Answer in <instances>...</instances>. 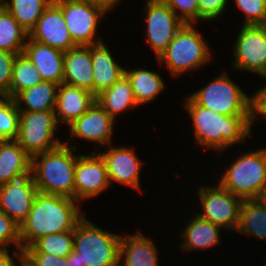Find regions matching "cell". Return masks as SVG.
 I'll return each instance as SVG.
<instances>
[{
	"mask_svg": "<svg viewBox=\"0 0 266 266\" xmlns=\"http://www.w3.org/2000/svg\"><path fill=\"white\" fill-rule=\"evenodd\" d=\"M69 266H82V261L79 258V253L74 249L67 257Z\"/></svg>",
	"mask_w": 266,
	"mask_h": 266,
	"instance_id": "7bdbcfd3",
	"label": "cell"
},
{
	"mask_svg": "<svg viewBox=\"0 0 266 266\" xmlns=\"http://www.w3.org/2000/svg\"><path fill=\"white\" fill-rule=\"evenodd\" d=\"M197 105L222 115H254L255 95L247 96L223 73L189 96Z\"/></svg>",
	"mask_w": 266,
	"mask_h": 266,
	"instance_id": "8992f818",
	"label": "cell"
},
{
	"mask_svg": "<svg viewBox=\"0 0 266 266\" xmlns=\"http://www.w3.org/2000/svg\"><path fill=\"white\" fill-rule=\"evenodd\" d=\"M27 40L23 53L36 66L43 81L58 85L63 83L64 52L29 38Z\"/></svg>",
	"mask_w": 266,
	"mask_h": 266,
	"instance_id": "ffe728a7",
	"label": "cell"
},
{
	"mask_svg": "<svg viewBox=\"0 0 266 266\" xmlns=\"http://www.w3.org/2000/svg\"><path fill=\"white\" fill-rule=\"evenodd\" d=\"M257 200L264 206H266V185L261 190Z\"/></svg>",
	"mask_w": 266,
	"mask_h": 266,
	"instance_id": "ee69618b",
	"label": "cell"
},
{
	"mask_svg": "<svg viewBox=\"0 0 266 266\" xmlns=\"http://www.w3.org/2000/svg\"><path fill=\"white\" fill-rule=\"evenodd\" d=\"M185 107L189 112L196 142L218 152L250 136L256 115H222L197 105L189 96Z\"/></svg>",
	"mask_w": 266,
	"mask_h": 266,
	"instance_id": "7a4b0ae2",
	"label": "cell"
},
{
	"mask_svg": "<svg viewBox=\"0 0 266 266\" xmlns=\"http://www.w3.org/2000/svg\"><path fill=\"white\" fill-rule=\"evenodd\" d=\"M147 1V42L158 59L184 23L163 0Z\"/></svg>",
	"mask_w": 266,
	"mask_h": 266,
	"instance_id": "4fadbf2b",
	"label": "cell"
},
{
	"mask_svg": "<svg viewBox=\"0 0 266 266\" xmlns=\"http://www.w3.org/2000/svg\"><path fill=\"white\" fill-rule=\"evenodd\" d=\"M58 86L54 82L43 81L23 90L14 98L18 110L20 112L55 110ZM21 102L25 103L26 109L21 108Z\"/></svg>",
	"mask_w": 266,
	"mask_h": 266,
	"instance_id": "cb8c5ba5",
	"label": "cell"
},
{
	"mask_svg": "<svg viewBox=\"0 0 266 266\" xmlns=\"http://www.w3.org/2000/svg\"><path fill=\"white\" fill-rule=\"evenodd\" d=\"M43 82L41 73L24 53L16 55L9 92L5 95L14 99L20 92Z\"/></svg>",
	"mask_w": 266,
	"mask_h": 266,
	"instance_id": "f1b7e54d",
	"label": "cell"
},
{
	"mask_svg": "<svg viewBox=\"0 0 266 266\" xmlns=\"http://www.w3.org/2000/svg\"><path fill=\"white\" fill-rule=\"evenodd\" d=\"M100 154L106 162L110 183L113 180L140 190L139 172L142 162L132 149L111 147L110 150Z\"/></svg>",
	"mask_w": 266,
	"mask_h": 266,
	"instance_id": "e0dca14e",
	"label": "cell"
},
{
	"mask_svg": "<svg viewBox=\"0 0 266 266\" xmlns=\"http://www.w3.org/2000/svg\"><path fill=\"white\" fill-rule=\"evenodd\" d=\"M53 0H10L5 9L29 33Z\"/></svg>",
	"mask_w": 266,
	"mask_h": 266,
	"instance_id": "1f68e13d",
	"label": "cell"
},
{
	"mask_svg": "<svg viewBox=\"0 0 266 266\" xmlns=\"http://www.w3.org/2000/svg\"><path fill=\"white\" fill-rule=\"evenodd\" d=\"M193 26L184 24L157 59L159 64L165 62L175 76L197 69L210 59L208 45Z\"/></svg>",
	"mask_w": 266,
	"mask_h": 266,
	"instance_id": "52a82bcc",
	"label": "cell"
},
{
	"mask_svg": "<svg viewBox=\"0 0 266 266\" xmlns=\"http://www.w3.org/2000/svg\"><path fill=\"white\" fill-rule=\"evenodd\" d=\"M73 250L74 231H66L38 238L23 253H48L66 258Z\"/></svg>",
	"mask_w": 266,
	"mask_h": 266,
	"instance_id": "4dcf8cb0",
	"label": "cell"
},
{
	"mask_svg": "<svg viewBox=\"0 0 266 266\" xmlns=\"http://www.w3.org/2000/svg\"><path fill=\"white\" fill-rule=\"evenodd\" d=\"M24 266H69L66 258L48 253H23Z\"/></svg>",
	"mask_w": 266,
	"mask_h": 266,
	"instance_id": "74e56055",
	"label": "cell"
},
{
	"mask_svg": "<svg viewBox=\"0 0 266 266\" xmlns=\"http://www.w3.org/2000/svg\"><path fill=\"white\" fill-rule=\"evenodd\" d=\"M28 32L4 8L0 9V50L23 53Z\"/></svg>",
	"mask_w": 266,
	"mask_h": 266,
	"instance_id": "f546056e",
	"label": "cell"
},
{
	"mask_svg": "<svg viewBox=\"0 0 266 266\" xmlns=\"http://www.w3.org/2000/svg\"><path fill=\"white\" fill-rule=\"evenodd\" d=\"M128 77L137 105L153 101L164 89V82L159 74L146 69L124 71Z\"/></svg>",
	"mask_w": 266,
	"mask_h": 266,
	"instance_id": "4316f807",
	"label": "cell"
},
{
	"mask_svg": "<svg viewBox=\"0 0 266 266\" xmlns=\"http://www.w3.org/2000/svg\"><path fill=\"white\" fill-rule=\"evenodd\" d=\"M156 253L153 241L140 232L135 235L121 236L119 262L125 255L123 266H158Z\"/></svg>",
	"mask_w": 266,
	"mask_h": 266,
	"instance_id": "7402d4cb",
	"label": "cell"
},
{
	"mask_svg": "<svg viewBox=\"0 0 266 266\" xmlns=\"http://www.w3.org/2000/svg\"><path fill=\"white\" fill-rule=\"evenodd\" d=\"M90 3H94L102 6L107 11L112 9V7L119 2V0H86Z\"/></svg>",
	"mask_w": 266,
	"mask_h": 266,
	"instance_id": "b9f144b4",
	"label": "cell"
},
{
	"mask_svg": "<svg viewBox=\"0 0 266 266\" xmlns=\"http://www.w3.org/2000/svg\"><path fill=\"white\" fill-rule=\"evenodd\" d=\"M0 99V142L16 140L19 131L20 111L14 99L1 96ZM4 99V100H3Z\"/></svg>",
	"mask_w": 266,
	"mask_h": 266,
	"instance_id": "d6a6232c",
	"label": "cell"
},
{
	"mask_svg": "<svg viewBox=\"0 0 266 266\" xmlns=\"http://www.w3.org/2000/svg\"><path fill=\"white\" fill-rule=\"evenodd\" d=\"M121 236L109 233L85 217L74 230V249L82 266H118Z\"/></svg>",
	"mask_w": 266,
	"mask_h": 266,
	"instance_id": "277c9868",
	"label": "cell"
},
{
	"mask_svg": "<svg viewBox=\"0 0 266 266\" xmlns=\"http://www.w3.org/2000/svg\"><path fill=\"white\" fill-rule=\"evenodd\" d=\"M75 149V146L71 148L65 142L31 158L32 177L38 192L75 199L74 174L79 157L73 156Z\"/></svg>",
	"mask_w": 266,
	"mask_h": 266,
	"instance_id": "3957f363",
	"label": "cell"
},
{
	"mask_svg": "<svg viewBox=\"0 0 266 266\" xmlns=\"http://www.w3.org/2000/svg\"><path fill=\"white\" fill-rule=\"evenodd\" d=\"M7 1L6 0H0V9H4L6 7Z\"/></svg>",
	"mask_w": 266,
	"mask_h": 266,
	"instance_id": "f6af8a7d",
	"label": "cell"
},
{
	"mask_svg": "<svg viewBox=\"0 0 266 266\" xmlns=\"http://www.w3.org/2000/svg\"><path fill=\"white\" fill-rule=\"evenodd\" d=\"M57 125L54 110L20 112L16 141L31 158L53 150L62 144L53 137Z\"/></svg>",
	"mask_w": 266,
	"mask_h": 266,
	"instance_id": "ba28073f",
	"label": "cell"
},
{
	"mask_svg": "<svg viewBox=\"0 0 266 266\" xmlns=\"http://www.w3.org/2000/svg\"><path fill=\"white\" fill-rule=\"evenodd\" d=\"M95 102L96 96L93 93L76 86L61 83L58 86L54 110L57 123L64 121L68 125L72 124L85 114Z\"/></svg>",
	"mask_w": 266,
	"mask_h": 266,
	"instance_id": "d6986e66",
	"label": "cell"
},
{
	"mask_svg": "<svg viewBox=\"0 0 266 266\" xmlns=\"http://www.w3.org/2000/svg\"><path fill=\"white\" fill-rule=\"evenodd\" d=\"M96 102L113 118L131 107L138 106L128 77L123 74L110 88L96 96Z\"/></svg>",
	"mask_w": 266,
	"mask_h": 266,
	"instance_id": "603a6c76",
	"label": "cell"
},
{
	"mask_svg": "<svg viewBox=\"0 0 266 266\" xmlns=\"http://www.w3.org/2000/svg\"><path fill=\"white\" fill-rule=\"evenodd\" d=\"M175 15L181 19L184 24H192L199 21V7L197 0H163ZM177 10H180L179 15Z\"/></svg>",
	"mask_w": 266,
	"mask_h": 266,
	"instance_id": "d590c367",
	"label": "cell"
},
{
	"mask_svg": "<svg viewBox=\"0 0 266 266\" xmlns=\"http://www.w3.org/2000/svg\"><path fill=\"white\" fill-rule=\"evenodd\" d=\"M74 181L77 202L102 193L110 185L106 162L100 153L77 158Z\"/></svg>",
	"mask_w": 266,
	"mask_h": 266,
	"instance_id": "5bb4252c",
	"label": "cell"
},
{
	"mask_svg": "<svg viewBox=\"0 0 266 266\" xmlns=\"http://www.w3.org/2000/svg\"><path fill=\"white\" fill-rule=\"evenodd\" d=\"M63 83L93 93L92 45L64 52Z\"/></svg>",
	"mask_w": 266,
	"mask_h": 266,
	"instance_id": "ac0fdd59",
	"label": "cell"
},
{
	"mask_svg": "<svg viewBox=\"0 0 266 266\" xmlns=\"http://www.w3.org/2000/svg\"><path fill=\"white\" fill-rule=\"evenodd\" d=\"M93 94L110 88L124 74L104 42L92 45Z\"/></svg>",
	"mask_w": 266,
	"mask_h": 266,
	"instance_id": "44dd1931",
	"label": "cell"
},
{
	"mask_svg": "<svg viewBox=\"0 0 266 266\" xmlns=\"http://www.w3.org/2000/svg\"><path fill=\"white\" fill-rule=\"evenodd\" d=\"M28 38L63 52L77 46L67 29L62 9L54 1L44 10Z\"/></svg>",
	"mask_w": 266,
	"mask_h": 266,
	"instance_id": "9a60e30c",
	"label": "cell"
},
{
	"mask_svg": "<svg viewBox=\"0 0 266 266\" xmlns=\"http://www.w3.org/2000/svg\"><path fill=\"white\" fill-rule=\"evenodd\" d=\"M31 167V157L16 140L0 142V186Z\"/></svg>",
	"mask_w": 266,
	"mask_h": 266,
	"instance_id": "d4e9b609",
	"label": "cell"
},
{
	"mask_svg": "<svg viewBox=\"0 0 266 266\" xmlns=\"http://www.w3.org/2000/svg\"><path fill=\"white\" fill-rule=\"evenodd\" d=\"M234 68L266 78V25H242L234 46Z\"/></svg>",
	"mask_w": 266,
	"mask_h": 266,
	"instance_id": "8fae6325",
	"label": "cell"
},
{
	"mask_svg": "<svg viewBox=\"0 0 266 266\" xmlns=\"http://www.w3.org/2000/svg\"><path fill=\"white\" fill-rule=\"evenodd\" d=\"M203 213L198 217L220 227L236 230L243 199L233 195L219 184L217 187H200L198 190Z\"/></svg>",
	"mask_w": 266,
	"mask_h": 266,
	"instance_id": "30bf717a",
	"label": "cell"
},
{
	"mask_svg": "<svg viewBox=\"0 0 266 266\" xmlns=\"http://www.w3.org/2000/svg\"><path fill=\"white\" fill-rule=\"evenodd\" d=\"M235 231L266 239V206L257 199L244 200L240 208L239 222Z\"/></svg>",
	"mask_w": 266,
	"mask_h": 266,
	"instance_id": "83f0119b",
	"label": "cell"
},
{
	"mask_svg": "<svg viewBox=\"0 0 266 266\" xmlns=\"http://www.w3.org/2000/svg\"><path fill=\"white\" fill-rule=\"evenodd\" d=\"M255 113L262 114L266 118V86L255 94Z\"/></svg>",
	"mask_w": 266,
	"mask_h": 266,
	"instance_id": "ab89813d",
	"label": "cell"
},
{
	"mask_svg": "<svg viewBox=\"0 0 266 266\" xmlns=\"http://www.w3.org/2000/svg\"><path fill=\"white\" fill-rule=\"evenodd\" d=\"M0 266H17L6 250H0Z\"/></svg>",
	"mask_w": 266,
	"mask_h": 266,
	"instance_id": "60d3db41",
	"label": "cell"
},
{
	"mask_svg": "<svg viewBox=\"0 0 266 266\" xmlns=\"http://www.w3.org/2000/svg\"><path fill=\"white\" fill-rule=\"evenodd\" d=\"M76 204L74 198L38 192L29 215L20 226L21 250L40 237L74 231L84 218Z\"/></svg>",
	"mask_w": 266,
	"mask_h": 266,
	"instance_id": "6da1fadb",
	"label": "cell"
},
{
	"mask_svg": "<svg viewBox=\"0 0 266 266\" xmlns=\"http://www.w3.org/2000/svg\"><path fill=\"white\" fill-rule=\"evenodd\" d=\"M220 228L222 227L196 215L181 235L184 238L181 249L183 248L184 251H191L195 248L203 250L209 246L219 244Z\"/></svg>",
	"mask_w": 266,
	"mask_h": 266,
	"instance_id": "484cf974",
	"label": "cell"
},
{
	"mask_svg": "<svg viewBox=\"0 0 266 266\" xmlns=\"http://www.w3.org/2000/svg\"><path fill=\"white\" fill-rule=\"evenodd\" d=\"M16 55V53L0 50V96H5L9 92Z\"/></svg>",
	"mask_w": 266,
	"mask_h": 266,
	"instance_id": "8d00e7d4",
	"label": "cell"
},
{
	"mask_svg": "<svg viewBox=\"0 0 266 266\" xmlns=\"http://www.w3.org/2000/svg\"><path fill=\"white\" fill-rule=\"evenodd\" d=\"M53 1L62 9L67 29L77 46L102 42L100 37L95 40V35L98 21L108 12L105 8L86 0Z\"/></svg>",
	"mask_w": 266,
	"mask_h": 266,
	"instance_id": "9c48e42d",
	"label": "cell"
},
{
	"mask_svg": "<svg viewBox=\"0 0 266 266\" xmlns=\"http://www.w3.org/2000/svg\"><path fill=\"white\" fill-rule=\"evenodd\" d=\"M16 244L15 256L23 265V251L21 250L20 226L6 213L0 210V250H6L8 244Z\"/></svg>",
	"mask_w": 266,
	"mask_h": 266,
	"instance_id": "836d02e7",
	"label": "cell"
},
{
	"mask_svg": "<svg viewBox=\"0 0 266 266\" xmlns=\"http://www.w3.org/2000/svg\"><path fill=\"white\" fill-rule=\"evenodd\" d=\"M37 193L30 167L0 186V210L21 226L29 215Z\"/></svg>",
	"mask_w": 266,
	"mask_h": 266,
	"instance_id": "7c38bea8",
	"label": "cell"
},
{
	"mask_svg": "<svg viewBox=\"0 0 266 266\" xmlns=\"http://www.w3.org/2000/svg\"><path fill=\"white\" fill-rule=\"evenodd\" d=\"M114 119L95 102L85 114L70 124L71 136L105 145L111 142Z\"/></svg>",
	"mask_w": 266,
	"mask_h": 266,
	"instance_id": "2e32d148",
	"label": "cell"
},
{
	"mask_svg": "<svg viewBox=\"0 0 266 266\" xmlns=\"http://www.w3.org/2000/svg\"><path fill=\"white\" fill-rule=\"evenodd\" d=\"M246 17L244 25L266 24V0H235Z\"/></svg>",
	"mask_w": 266,
	"mask_h": 266,
	"instance_id": "e575fe53",
	"label": "cell"
},
{
	"mask_svg": "<svg viewBox=\"0 0 266 266\" xmlns=\"http://www.w3.org/2000/svg\"><path fill=\"white\" fill-rule=\"evenodd\" d=\"M199 20H213L224 12L227 0H197Z\"/></svg>",
	"mask_w": 266,
	"mask_h": 266,
	"instance_id": "f35d334b",
	"label": "cell"
},
{
	"mask_svg": "<svg viewBox=\"0 0 266 266\" xmlns=\"http://www.w3.org/2000/svg\"><path fill=\"white\" fill-rule=\"evenodd\" d=\"M219 185L243 200L257 199L266 185V148L238 157Z\"/></svg>",
	"mask_w": 266,
	"mask_h": 266,
	"instance_id": "5b68a950",
	"label": "cell"
}]
</instances>
